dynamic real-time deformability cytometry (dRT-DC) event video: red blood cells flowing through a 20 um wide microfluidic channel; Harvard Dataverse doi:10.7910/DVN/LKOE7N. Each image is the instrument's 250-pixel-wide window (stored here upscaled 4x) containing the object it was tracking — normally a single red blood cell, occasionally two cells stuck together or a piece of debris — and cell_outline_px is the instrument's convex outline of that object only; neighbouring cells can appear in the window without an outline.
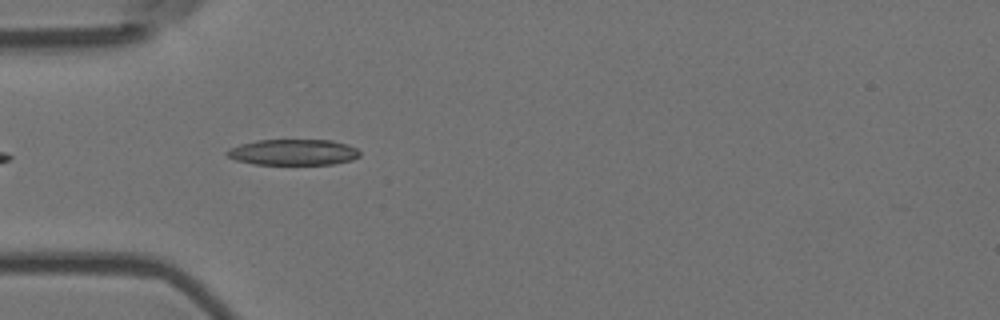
{"species": "Egyptian fruit bat (a non-hibernating species)", "species_latin": "Rousettus aegyptiacus", "temperature_condition": "room temperature", "stored_images_in_passage": 6, "camera_frame_rate_fps": 3000, "um_per_image_px": 0.085, "animal": {"sex": "female"}, "frame": {"image": 1, "passage_image": 5, "time_ms": 1.333, "image_size_px": [1000, 320], "cell_outline_px": [[360, 156], [352, 160], [332, 164], [252, 164], [236, 160], [228, 156], [224, 152], [228, 148], [240, 144], [256, 140], [332, 140], [348, 144], [356, 148], [360, 152]], "centroid_in_image_um": [24.92, 12.93], "position_along_channel_um": 60.1, "area_um2": 20.17}}
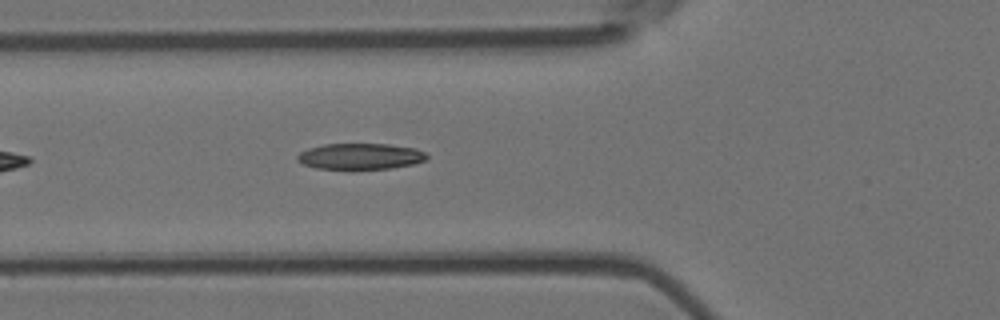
{"frame": {"image": 2, "passage_image": 6, "time_ms": 1.667, "image_size_px": [1000, 320], "cell_outline_px": [[428, 160], [412, 164], [392, 168], [316, 168], [304, 164], [296, 160], [296, 156], [300, 152], [308, 148], [324, 144], [388, 144], [416, 148], [424, 152], [428, 156]], "centroid_in_image_um": [30.64, 13.27], "position_along_channel_um": 95.2, "area_um2": 19.48}}